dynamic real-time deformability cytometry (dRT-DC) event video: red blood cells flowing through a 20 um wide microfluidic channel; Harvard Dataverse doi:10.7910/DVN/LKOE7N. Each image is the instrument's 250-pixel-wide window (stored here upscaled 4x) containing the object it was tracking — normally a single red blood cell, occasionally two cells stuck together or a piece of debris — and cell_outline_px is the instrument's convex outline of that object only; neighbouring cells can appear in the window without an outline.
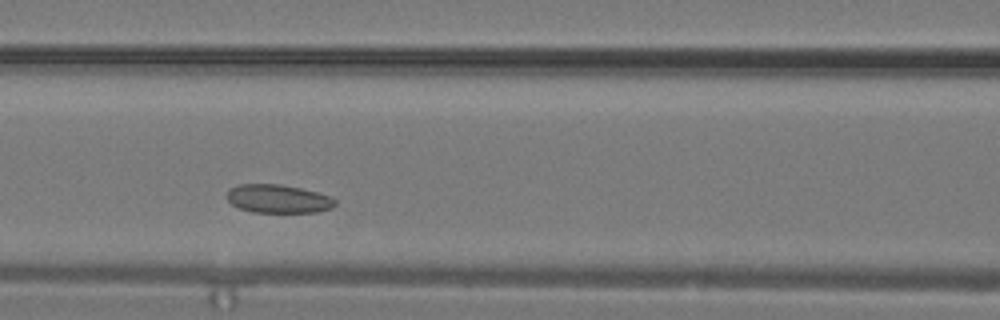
{"species": "common noctule bat (a hibernating species)", "species_latin": "Nyctalus noctula", "temperature_condition": "warm", "stored_images_in_passage": 23, "camera_frame_rate_fps": 3000, "um_per_image_px": 0.085, "animal": {"sex": "male", "body_mass_g": 19.2, "forearm_length_mm": 51.8}, "frame": {"image": 1, "passage_image": 5, "time_ms": 1.333, "image_size_px": [1000, 320], "cell_outline_px": [[336, 204], [332, 208], [316, 212], [252, 212], [240, 208], [232, 204], [228, 200], [228, 188], [236, 184], [280, 184], [300, 188], [332, 196], [336, 200]], "centroid_in_image_um": [23.65, 16.89], "position_along_channel_um": 143.0, "area_um2": 17.98}}
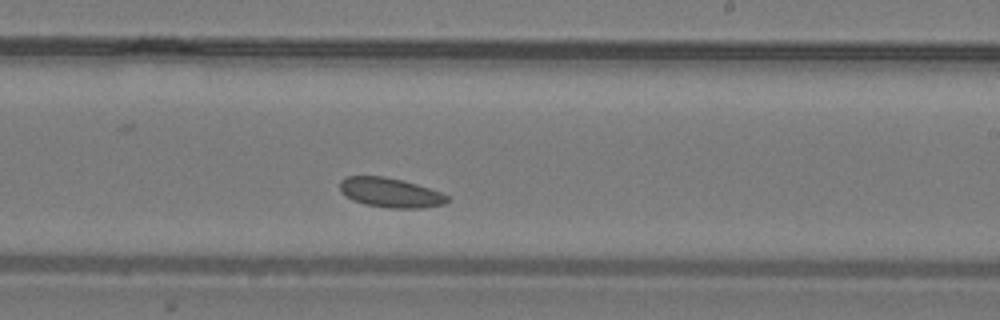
{"frame": {"image": 2, "passage_image": 10, "time_ms": 3.0, "image_size_px": [1000, 320], "cell_outline_px": [[452, 200], [444, 204], [420, 208], [388, 208], [364, 204], [352, 200], [344, 196], [340, 192], [340, 180], [348, 176], [384, 176], [404, 180], [440, 192], [448, 196]], "centroid_in_image_um": [33.16, 16.38], "position_along_channel_um": 255.8, "area_um2": 18.67}}
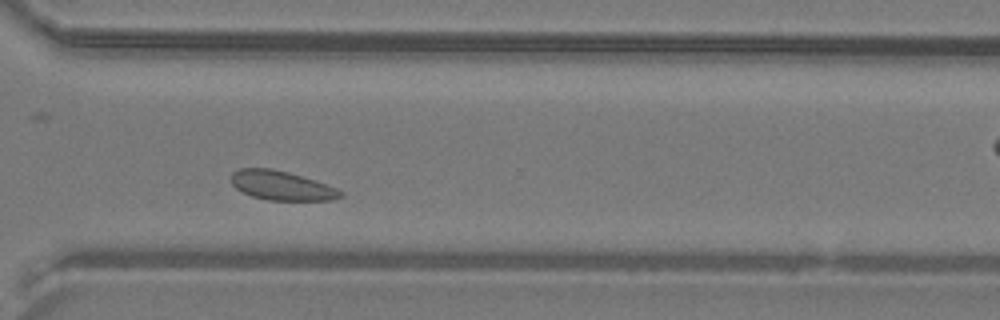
{"frame": {"image": 3, "passage_image": 14, "time_ms": 4.333, "image_size_px": [1000, 320], "cell_outline_px": [[344, 196], [332, 200], [268, 200], [252, 196], [240, 192], [232, 184], [232, 172], [240, 168], [272, 168], [288, 172], [336, 188], [344, 192]], "centroid_in_image_um": [23.91, 15.78], "position_along_channel_um": 346.7, "area_um2": 18.5}}